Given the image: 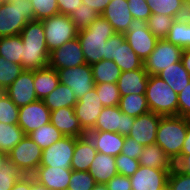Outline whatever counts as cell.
I'll list each match as a JSON object with an SVG mask.
<instances>
[{
    "mask_svg": "<svg viewBox=\"0 0 190 190\" xmlns=\"http://www.w3.org/2000/svg\"><path fill=\"white\" fill-rule=\"evenodd\" d=\"M19 35L22 38V68L37 70L47 67L50 52L47 49L42 21H29Z\"/></svg>",
    "mask_w": 190,
    "mask_h": 190,
    "instance_id": "obj_1",
    "label": "cell"
},
{
    "mask_svg": "<svg viewBox=\"0 0 190 190\" xmlns=\"http://www.w3.org/2000/svg\"><path fill=\"white\" fill-rule=\"evenodd\" d=\"M114 34L112 25L101 15L88 28L78 31L77 38L86 64L92 65L105 59L106 41Z\"/></svg>",
    "mask_w": 190,
    "mask_h": 190,
    "instance_id": "obj_2",
    "label": "cell"
},
{
    "mask_svg": "<svg viewBox=\"0 0 190 190\" xmlns=\"http://www.w3.org/2000/svg\"><path fill=\"white\" fill-rule=\"evenodd\" d=\"M187 134V118L162 116L158 125L155 143L174 162L180 155Z\"/></svg>",
    "mask_w": 190,
    "mask_h": 190,
    "instance_id": "obj_3",
    "label": "cell"
},
{
    "mask_svg": "<svg viewBox=\"0 0 190 190\" xmlns=\"http://www.w3.org/2000/svg\"><path fill=\"white\" fill-rule=\"evenodd\" d=\"M30 0H4L0 9V37L19 35L29 21H34Z\"/></svg>",
    "mask_w": 190,
    "mask_h": 190,
    "instance_id": "obj_4",
    "label": "cell"
},
{
    "mask_svg": "<svg viewBox=\"0 0 190 190\" xmlns=\"http://www.w3.org/2000/svg\"><path fill=\"white\" fill-rule=\"evenodd\" d=\"M145 97L150 112L161 116L178 115V94L158 75H149Z\"/></svg>",
    "mask_w": 190,
    "mask_h": 190,
    "instance_id": "obj_5",
    "label": "cell"
},
{
    "mask_svg": "<svg viewBox=\"0 0 190 190\" xmlns=\"http://www.w3.org/2000/svg\"><path fill=\"white\" fill-rule=\"evenodd\" d=\"M41 21L43 23L49 52H52L67 41H71L77 37L78 30L68 15L57 14Z\"/></svg>",
    "mask_w": 190,
    "mask_h": 190,
    "instance_id": "obj_6",
    "label": "cell"
},
{
    "mask_svg": "<svg viewBox=\"0 0 190 190\" xmlns=\"http://www.w3.org/2000/svg\"><path fill=\"white\" fill-rule=\"evenodd\" d=\"M7 158L15 164L24 175H32L40 166L42 149L28 135L7 153Z\"/></svg>",
    "mask_w": 190,
    "mask_h": 190,
    "instance_id": "obj_7",
    "label": "cell"
},
{
    "mask_svg": "<svg viewBox=\"0 0 190 190\" xmlns=\"http://www.w3.org/2000/svg\"><path fill=\"white\" fill-rule=\"evenodd\" d=\"M183 49L159 39L151 54L143 61L145 70L149 75H158L164 68L181 61Z\"/></svg>",
    "mask_w": 190,
    "mask_h": 190,
    "instance_id": "obj_8",
    "label": "cell"
},
{
    "mask_svg": "<svg viewBox=\"0 0 190 190\" xmlns=\"http://www.w3.org/2000/svg\"><path fill=\"white\" fill-rule=\"evenodd\" d=\"M124 35L127 43L143 61L151 54L159 40L148 29L147 21L142 19H133Z\"/></svg>",
    "mask_w": 190,
    "mask_h": 190,
    "instance_id": "obj_9",
    "label": "cell"
},
{
    "mask_svg": "<svg viewBox=\"0 0 190 190\" xmlns=\"http://www.w3.org/2000/svg\"><path fill=\"white\" fill-rule=\"evenodd\" d=\"M57 73L60 83L70 87L77 100L95 88L91 65L84 64L74 68L58 69Z\"/></svg>",
    "mask_w": 190,
    "mask_h": 190,
    "instance_id": "obj_10",
    "label": "cell"
},
{
    "mask_svg": "<svg viewBox=\"0 0 190 190\" xmlns=\"http://www.w3.org/2000/svg\"><path fill=\"white\" fill-rule=\"evenodd\" d=\"M134 119V117L122 113L119 106H107L102 109L90 131H108L128 136Z\"/></svg>",
    "mask_w": 190,
    "mask_h": 190,
    "instance_id": "obj_11",
    "label": "cell"
},
{
    "mask_svg": "<svg viewBox=\"0 0 190 190\" xmlns=\"http://www.w3.org/2000/svg\"><path fill=\"white\" fill-rule=\"evenodd\" d=\"M76 137L64 136L59 141L42 150L40 166L71 169Z\"/></svg>",
    "mask_w": 190,
    "mask_h": 190,
    "instance_id": "obj_12",
    "label": "cell"
},
{
    "mask_svg": "<svg viewBox=\"0 0 190 190\" xmlns=\"http://www.w3.org/2000/svg\"><path fill=\"white\" fill-rule=\"evenodd\" d=\"M84 64L86 61L77 37L50 52L48 66L56 71Z\"/></svg>",
    "mask_w": 190,
    "mask_h": 190,
    "instance_id": "obj_13",
    "label": "cell"
},
{
    "mask_svg": "<svg viewBox=\"0 0 190 190\" xmlns=\"http://www.w3.org/2000/svg\"><path fill=\"white\" fill-rule=\"evenodd\" d=\"M103 108L104 106L96 92V88L91 89L77 100L74 105V112L80 126L86 133L94 127Z\"/></svg>",
    "mask_w": 190,
    "mask_h": 190,
    "instance_id": "obj_14",
    "label": "cell"
},
{
    "mask_svg": "<svg viewBox=\"0 0 190 190\" xmlns=\"http://www.w3.org/2000/svg\"><path fill=\"white\" fill-rule=\"evenodd\" d=\"M51 111L43 100H37L25 106L19 107L18 125L25 135L38 129L40 126L50 123Z\"/></svg>",
    "mask_w": 190,
    "mask_h": 190,
    "instance_id": "obj_15",
    "label": "cell"
},
{
    "mask_svg": "<svg viewBox=\"0 0 190 190\" xmlns=\"http://www.w3.org/2000/svg\"><path fill=\"white\" fill-rule=\"evenodd\" d=\"M4 92L17 107L37 101L34 89V70H23Z\"/></svg>",
    "mask_w": 190,
    "mask_h": 190,
    "instance_id": "obj_16",
    "label": "cell"
},
{
    "mask_svg": "<svg viewBox=\"0 0 190 190\" xmlns=\"http://www.w3.org/2000/svg\"><path fill=\"white\" fill-rule=\"evenodd\" d=\"M171 170H163L141 166L131 176L132 190H163L167 187Z\"/></svg>",
    "mask_w": 190,
    "mask_h": 190,
    "instance_id": "obj_17",
    "label": "cell"
},
{
    "mask_svg": "<svg viewBox=\"0 0 190 190\" xmlns=\"http://www.w3.org/2000/svg\"><path fill=\"white\" fill-rule=\"evenodd\" d=\"M161 117V115L150 111L146 114L139 115L134 119L128 137L135 139L137 143L143 146L155 144L156 133Z\"/></svg>",
    "mask_w": 190,
    "mask_h": 190,
    "instance_id": "obj_18",
    "label": "cell"
},
{
    "mask_svg": "<svg viewBox=\"0 0 190 190\" xmlns=\"http://www.w3.org/2000/svg\"><path fill=\"white\" fill-rule=\"evenodd\" d=\"M34 179L49 190H67L72 169L52 166H39L32 174Z\"/></svg>",
    "mask_w": 190,
    "mask_h": 190,
    "instance_id": "obj_19",
    "label": "cell"
},
{
    "mask_svg": "<svg viewBox=\"0 0 190 190\" xmlns=\"http://www.w3.org/2000/svg\"><path fill=\"white\" fill-rule=\"evenodd\" d=\"M101 16L112 25L115 33L119 34H125L134 19L129 11L127 0H111Z\"/></svg>",
    "mask_w": 190,
    "mask_h": 190,
    "instance_id": "obj_20",
    "label": "cell"
},
{
    "mask_svg": "<svg viewBox=\"0 0 190 190\" xmlns=\"http://www.w3.org/2000/svg\"><path fill=\"white\" fill-rule=\"evenodd\" d=\"M50 122L65 136H86L75 115L74 107H62L51 111Z\"/></svg>",
    "mask_w": 190,
    "mask_h": 190,
    "instance_id": "obj_21",
    "label": "cell"
},
{
    "mask_svg": "<svg viewBox=\"0 0 190 190\" xmlns=\"http://www.w3.org/2000/svg\"><path fill=\"white\" fill-rule=\"evenodd\" d=\"M86 135L98 152L117 157L125 142V136L108 131H88Z\"/></svg>",
    "mask_w": 190,
    "mask_h": 190,
    "instance_id": "obj_22",
    "label": "cell"
},
{
    "mask_svg": "<svg viewBox=\"0 0 190 190\" xmlns=\"http://www.w3.org/2000/svg\"><path fill=\"white\" fill-rule=\"evenodd\" d=\"M149 74L144 66L140 69L121 72L118 78L117 85L120 96L135 94H145Z\"/></svg>",
    "mask_w": 190,
    "mask_h": 190,
    "instance_id": "obj_23",
    "label": "cell"
},
{
    "mask_svg": "<svg viewBox=\"0 0 190 190\" xmlns=\"http://www.w3.org/2000/svg\"><path fill=\"white\" fill-rule=\"evenodd\" d=\"M97 152L93 142L87 135L76 138L71 169L74 171H88Z\"/></svg>",
    "mask_w": 190,
    "mask_h": 190,
    "instance_id": "obj_24",
    "label": "cell"
},
{
    "mask_svg": "<svg viewBox=\"0 0 190 190\" xmlns=\"http://www.w3.org/2000/svg\"><path fill=\"white\" fill-rule=\"evenodd\" d=\"M122 72L142 68L143 60L133 51L127 43L124 34L117 33V51L113 60Z\"/></svg>",
    "mask_w": 190,
    "mask_h": 190,
    "instance_id": "obj_25",
    "label": "cell"
},
{
    "mask_svg": "<svg viewBox=\"0 0 190 190\" xmlns=\"http://www.w3.org/2000/svg\"><path fill=\"white\" fill-rule=\"evenodd\" d=\"M88 172L93 176L96 184H106L112 177L118 174L115 157L97 152Z\"/></svg>",
    "mask_w": 190,
    "mask_h": 190,
    "instance_id": "obj_26",
    "label": "cell"
},
{
    "mask_svg": "<svg viewBox=\"0 0 190 190\" xmlns=\"http://www.w3.org/2000/svg\"><path fill=\"white\" fill-rule=\"evenodd\" d=\"M138 162L141 166L163 170H172L174 167L173 161L156 143L144 146V149L138 158Z\"/></svg>",
    "mask_w": 190,
    "mask_h": 190,
    "instance_id": "obj_27",
    "label": "cell"
},
{
    "mask_svg": "<svg viewBox=\"0 0 190 190\" xmlns=\"http://www.w3.org/2000/svg\"><path fill=\"white\" fill-rule=\"evenodd\" d=\"M60 83L58 73L49 66L34 70V89L38 100H43Z\"/></svg>",
    "mask_w": 190,
    "mask_h": 190,
    "instance_id": "obj_28",
    "label": "cell"
},
{
    "mask_svg": "<svg viewBox=\"0 0 190 190\" xmlns=\"http://www.w3.org/2000/svg\"><path fill=\"white\" fill-rule=\"evenodd\" d=\"M158 76L164 80L177 94L190 82V74L181 61L164 68Z\"/></svg>",
    "mask_w": 190,
    "mask_h": 190,
    "instance_id": "obj_29",
    "label": "cell"
},
{
    "mask_svg": "<svg viewBox=\"0 0 190 190\" xmlns=\"http://www.w3.org/2000/svg\"><path fill=\"white\" fill-rule=\"evenodd\" d=\"M152 14L182 18L188 15L189 7L184 0H146Z\"/></svg>",
    "mask_w": 190,
    "mask_h": 190,
    "instance_id": "obj_30",
    "label": "cell"
},
{
    "mask_svg": "<svg viewBox=\"0 0 190 190\" xmlns=\"http://www.w3.org/2000/svg\"><path fill=\"white\" fill-rule=\"evenodd\" d=\"M43 102L50 111H54L62 107H74L77 103V98L70 87L59 83V85L43 99Z\"/></svg>",
    "mask_w": 190,
    "mask_h": 190,
    "instance_id": "obj_31",
    "label": "cell"
},
{
    "mask_svg": "<svg viewBox=\"0 0 190 190\" xmlns=\"http://www.w3.org/2000/svg\"><path fill=\"white\" fill-rule=\"evenodd\" d=\"M165 39L182 49H190V18L188 15L175 20Z\"/></svg>",
    "mask_w": 190,
    "mask_h": 190,
    "instance_id": "obj_32",
    "label": "cell"
},
{
    "mask_svg": "<svg viewBox=\"0 0 190 190\" xmlns=\"http://www.w3.org/2000/svg\"><path fill=\"white\" fill-rule=\"evenodd\" d=\"M95 83H117L121 69L113 60H101L91 65Z\"/></svg>",
    "mask_w": 190,
    "mask_h": 190,
    "instance_id": "obj_33",
    "label": "cell"
},
{
    "mask_svg": "<svg viewBox=\"0 0 190 190\" xmlns=\"http://www.w3.org/2000/svg\"><path fill=\"white\" fill-rule=\"evenodd\" d=\"M118 106L122 113L134 118L150 111L145 94L131 93L121 96Z\"/></svg>",
    "mask_w": 190,
    "mask_h": 190,
    "instance_id": "obj_34",
    "label": "cell"
},
{
    "mask_svg": "<svg viewBox=\"0 0 190 190\" xmlns=\"http://www.w3.org/2000/svg\"><path fill=\"white\" fill-rule=\"evenodd\" d=\"M25 136L18 124L0 122V151L10 152Z\"/></svg>",
    "mask_w": 190,
    "mask_h": 190,
    "instance_id": "obj_35",
    "label": "cell"
},
{
    "mask_svg": "<svg viewBox=\"0 0 190 190\" xmlns=\"http://www.w3.org/2000/svg\"><path fill=\"white\" fill-rule=\"evenodd\" d=\"M28 136L44 150L62 139L65 135L50 122L32 131Z\"/></svg>",
    "mask_w": 190,
    "mask_h": 190,
    "instance_id": "obj_36",
    "label": "cell"
},
{
    "mask_svg": "<svg viewBox=\"0 0 190 190\" xmlns=\"http://www.w3.org/2000/svg\"><path fill=\"white\" fill-rule=\"evenodd\" d=\"M22 38L20 35L0 37V56L21 64Z\"/></svg>",
    "mask_w": 190,
    "mask_h": 190,
    "instance_id": "obj_37",
    "label": "cell"
},
{
    "mask_svg": "<svg viewBox=\"0 0 190 190\" xmlns=\"http://www.w3.org/2000/svg\"><path fill=\"white\" fill-rule=\"evenodd\" d=\"M176 19L169 15L152 14L147 20V27L156 38L165 39Z\"/></svg>",
    "mask_w": 190,
    "mask_h": 190,
    "instance_id": "obj_38",
    "label": "cell"
},
{
    "mask_svg": "<svg viewBox=\"0 0 190 190\" xmlns=\"http://www.w3.org/2000/svg\"><path fill=\"white\" fill-rule=\"evenodd\" d=\"M23 70L21 64L0 56V90L5 91Z\"/></svg>",
    "mask_w": 190,
    "mask_h": 190,
    "instance_id": "obj_39",
    "label": "cell"
},
{
    "mask_svg": "<svg viewBox=\"0 0 190 190\" xmlns=\"http://www.w3.org/2000/svg\"><path fill=\"white\" fill-rule=\"evenodd\" d=\"M100 16L99 12L82 3L71 15V21L78 31L88 28Z\"/></svg>",
    "mask_w": 190,
    "mask_h": 190,
    "instance_id": "obj_40",
    "label": "cell"
},
{
    "mask_svg": "<svg viewBox=\"0 0 190 190\" xmlns=\"http://www.w3.org/2000/svg\"><path fill=\"white\" fill-rule=\"evenodd\" d=\"M95 88L104 107L119 105L121 96L117 83H95Z\"/></svg>",
    "mask_w": 190,
    "mask_h": 190,
    "instance_id": "obj_41",
    "label": "cell"
},
{
    "mask_svg": "<svg viewBox=\"0 0 190 190\" xmlns=\"http://www.w3.org/2000/svg\"><path fill=\"white\" fill-rule=\"evenodd\" d=\"M23 175L22 171L7 159L0 168V190H11Z\"/></svg>",
    "mask_w": 190,
    "mask_h": 190,
    "instance_id": "obj_42",
    "label": "cell"
},
{
    "mask_svg": "<svg viewBox=\"0 0 190 190\" xmlns=\"http://www.w3.org/2000/svg\"><path fill=\"white\" fill-rule=\"evenodd\" d=\"M19 107L4 92H0V122L5 124L18 123Z\"/></svg>",
    "mask_w": 190,
    "mask_h": 190,
    "instance_id": "obj_43",
    "label": "cell"
},
{
    "mask_svg": "<svg viewBox=\"0 0 190 190\" xmlns=\"http://www.w3.org/2000/svg\"><path fill=\"white\" fill-rule=\"evenodd\" d=\"M35 20H43L59 14L57 0H30Z\"/></svg>",
    "mask_w": 190,
    "mask_h": 190,
    "instance_id": "obj_44",
    "label": "cell"
},
{
    "mask_svg": "<svg viewBox=\"0 0 190 190\" xmlns=\"http://www.w3.org/2000/svg\"><path fill=\"white\" fill-rule=\"evenodd\" d=\"M96 185L93 176L88 171H74L67 190H92Z\"/></svg>",
    "mask_w": 190,
    "mask_h": 190,
    "instance_id": "obj_45",
    "label": "cell"
},
{
    "mask_svg": "<svg viewBox=\"0 0 190 190\" xmlns=\"http://www.w3.org/2000/svg\"><path fill=\"white\" fill-rule=\"evenodd\" d=\"M117 172L120 175L131 177L140 167L138 159L130 158L127 155L119 154L115 157Z\"/></svg>",
    "mask_w": 190,
    "mask_h": 190,
    "instance_id": "obj_46",
    "label": "cell"
},
{
    "mask_svg": "<svg viewBox=\"0 0 190 190\" xmlns=\"http://www.w3.org/2000/svg\"><path fill=\"white\" fill-rule=\"evenodd\" d=\"M167 187L169 190H190V176L174 166L169 173Z\"/></svg>",
    "mask_w": 190,
    "mask_h": 190,
    "instance_id": "obj_47",
    "label": "cell"
},
{
    "mask_svg": "<svg viewBox=\"0 0 190 190\" xmlns=\"http://www.w3.org/2000/svg\"><path fill=\"white\" fill-rule=\"evenodd\" d=\"M128 8L134 19L147 21L152 15L150 7L146 0H127Z\"/></svg>",
    "mask_w": 190,
    "mask_h": 190,
    "instance_id": "obj_48",
    "label": "cell"
},
{
    "mask_svg": "<svg viewBox=\"0 0 190 190\" xmlns=\"http://www.w3.org/2000/svg\"><path fill=\"white\" fill-rule=\"evenodd\" d=\"M178 115L190 119V82L178 93Z\"/></svg>",
    "mask_w": 190,
    "mask_h": 190,
    "instance_id": "obj_49",
    "label": "cell"
},
{
    "mask_svg": "<svg viewBox=\"0 0 190 190\" xmlns=\"http://www.w3.org/2000/svg\"><path fill=\"white\" fill-rule=\"evenodd\" d=\"M143 149L144 146L137 143L135 139L125 136V142L122 147L121 154L127 155L130 158L138 159Z\"/></svg>",
    "mask_w": 190,
    "mask_h": 190,
    "instance_id": "obj_50",
    "label": "cell"
},
{
    "mask_svg": "<svg viewBox=\"0 0 190 190\" xmlns=\"http://www.w3.org/2000/svg\"><path fill=\"white\" fill-rule=\"evenodd\" d=\"M105 185L108 190H132L130 178L120 174L112 177Z\"/></svg>",
    "mask_w": 190,
    "mask_h": 190,
    "instance_id": "obj_51",
    "label": "cell"
},
{
    "mask_svg": "<svg viewBox=\"0 0 190 190\" xmlns=\"http://www.w3.org/2000/svg\"><path fill=\"white\" fill-rule=\"evenodd\" d=\"M82 0H57L59 14L70 16L80 5Z\"/></svg>",
    "mask_w": 190,
    "mask_h": 190,
    "instance_id": "obj_52",
    "label": "cell"
},
{
    "mask_svg": "<svg viewBox=\"0 0 190 190\" xmlns=\"http://www.w3.org/2000/svg\"><path fill=\"white\" fill-rule=\"evenodd\" d=\"M173 163L179 171L190 176V155H180Z\"/></svg>",
    "mask_w": 190,
    "mask_h": 190,
    "instance_id": "obj_53",
    "label": "cell"
},
{
    "mask_svg": "<svg viewBox=\"0 0 190 190\" xmlns=\"http://www.w3.org/2000/svg\"><path fill=\"white\" fill-rule=\"evenodd\" d=\"M117 51V33L111 36L106 41V55L105 60H114Z\"/></svg>",
    "mask_w": 190,
    "mask_h": 190,
    "instance_id": "obj_54",
    "label": "cell"
},
{
    "mask_svg": "<svg viewBox=\"0 0 190 190\" xmlns=\"http://www.w3.org/2000/svg\"><path fill=\"white\" fill-rule=\"evenodd\" d=\"M110 1L111 0H82V3L87 4L89 8L95 9L101 15Z\"/></svg>",
    "mask_w": 190,
    "mask_h": 190,
    "instance_id": "obj_55",
    "label": "cell"
},
{
    "mask_svg": "<svg viewBox=\"0 0 190 190\" xmlns=\"http://www.w3.org/2000/svg\"><path fill=\"white\" fill-rule=\"evenodd\" d=\"M11 190H30V175L19 178Z\"/></svg>",
    "mask_w": 190,
    "mask_h": 190,
    "instance_id": "obj_56",
    "label": "cell"
},
{
    "mask_svg": "<svg viewBox=\"0 0 190 190\" xmlns=\"http://www.w3.org/2000/svg\"><path fill=\"white\" fill-rule=\"evenodd\" d=\"M181 155H190V119L187 118V134L181 150Z\"/></svg>",
    "mask_w": 190,
    "mask_h": 190,
    "instance_id": "obj_57",
    "label": "cell"
},
{
    "mask_svg": "<svg viewBox=\"0 0 190 190\" xmlns=\"http://www.w3.org/2000/svg\"><path fill=\"white\" fill-rule=\"evenodd\" d=\"M181 62L183 64V67L190 74V49H183Z\"/></svg>",
    "mask_w": 190,
    "mask_h": 190,
    "instance_id": "obj_58",
    "label": "cell"
},
{
    "mask_svg": "<svg viewBox=\"0 0 190 190\" xmlns=\"http://www.w3.org/2000/svg\"><path fill=\"white\" fill-rule=\"evenodd\" d=\"M30 190H49V189L46 188L44 185L38 183L34 179L33 175H30Z\"/></svg>",
    "mask_w": 190,
    "mask_h": 190,
    "instance_id": "obj_59",
    "label": "cell"
},
{
    "mask_svg": "<svg viewBox=\"0 0 190 190\" xmlns=\"http://www.w3.org/2000/svg\"><path fill=\"white\" fill-rule=\"evenodd\" d=\"M7 154L0 151V168L2 167V165L4 164V162L7 160Z\"/></svg>",
    "mask_w": 190,
    "mask_h": 190,
    "instance_id": "obj_60",
    "label": "cell"
},
{
    "mask_svg": "<svg viewBox=\"0 0 190 190\" xmlns=\"http://www.w3.org/2000/svg\"><path fill=\"white\" fill-rule=\"evenodd\" d=\"M92 190H108L105 184H96Z\"/></svg>",
    "mask_w": 190,
    "mask_h": 190,
    "instance_id": "obj_61",
    "label": "cell"
},
{
    "mask_svg": "<svg viewBox=\"0 0 190 190\" xmlns=\"http://www.w3.org/2000/svg\"><path fill=\"white\" fill-rule=\"evenodd\" d=\"M184 2L190 8V0H184Z\"/></svg>",
    "mask_w": 190,
    "mask_h": 190,
    "instance_id": "obj_62",
    "label": "cell"
},
{
    "mask_svg": "<svg viewBox=\"0 0 190 190\" xmlns=\"http://www.w3.org/2000/svg\"><path fill=\"white\" fill-rule=\"evenodd\" d=\"M3 1H4V0H0V9H1V7H2Z\"/></svg>",
    "mask_w": 190,
    "mask_h": 190,
    "instance_id": "obj_63",
    "label": "cell"
},
{
    "mask_svg": "<svg viewBox=\"0 0 190 190\" xmlns=\"http://www.w3.org/2000/svg\"><path fill=\"white\" fill-rule=\"evenodd\" d=\"M188 17L190 18V8H189V11H188Z\"/></svg>",
    "mask_w": 190,
    "mask_h": 190,
    "instance_id": "obj_64",
    "label": "cell"
}]
</instances>
